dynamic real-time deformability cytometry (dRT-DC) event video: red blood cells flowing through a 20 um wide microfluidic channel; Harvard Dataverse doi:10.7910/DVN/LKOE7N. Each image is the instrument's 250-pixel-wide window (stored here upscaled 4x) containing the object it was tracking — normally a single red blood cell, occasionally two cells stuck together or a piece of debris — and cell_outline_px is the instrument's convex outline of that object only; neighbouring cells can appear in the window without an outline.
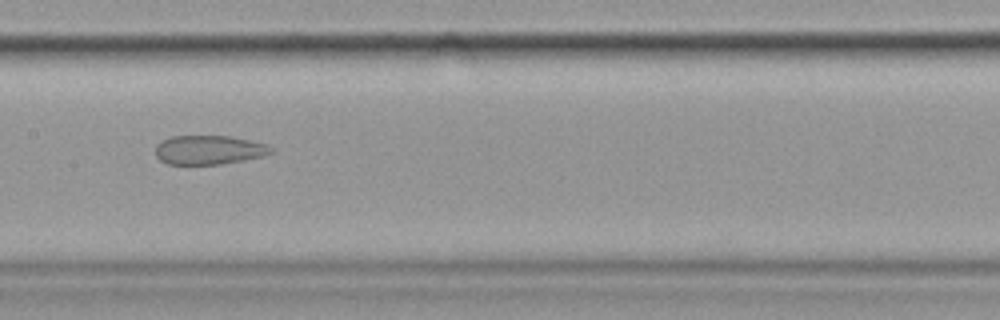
{"species": "common noctule bat (a hibernating species)", "species_latin": "Nyctalus noctula", "temperature_condition": "cold", "stored_images_in_passage": 13, "camera_frame_rate_fps": 3000, "um_per_image_px": 0.085, "animal": {"sex": "female", "body_mass_g": 19.9}, "frame": {"image": 1, "passage_image": 6, "time_ms": 6.667, "image_size_px": [1000, 320], "cell_outline_px": [[272, 152], [264, 156], [244, 160], [220, 164], [168, 164], [160, 160], [156, 156], [156, 144], [172, 136], [228, 136], [248, 140], [264, 144], [272, 148]], "centroid_in_image_um": [17.74, 12.75], "position_along_channel_um": 189.7, "area_um2": 19.36}}
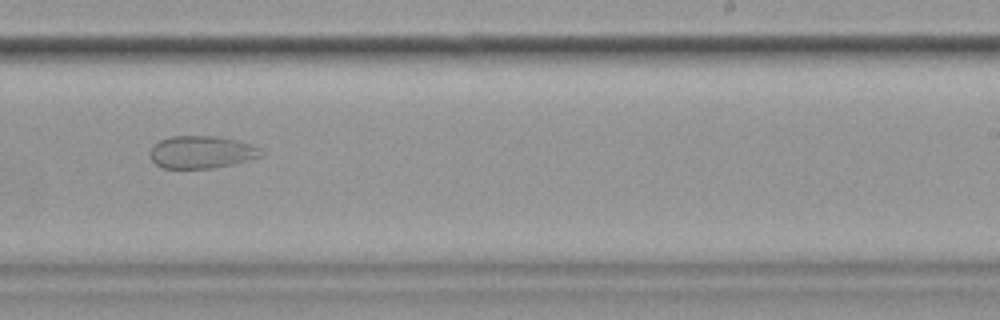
{"frame": {"image": 2, "passage_image": 8, "time_ms": 9.0, "image_size_px": [1000, 320], "cell_outline_px": [[264, 156], [212, 168], [164, 168], [156, 164], [152, 160], [152, 144], [160, 140], [172, 136], [216, 136], [236, 140], [260, 148], [264, 152]], "centroid_in_image_um": [17.14, 12.92], "position_along_channel_um": 271.9, "area_um2": 20.75}}